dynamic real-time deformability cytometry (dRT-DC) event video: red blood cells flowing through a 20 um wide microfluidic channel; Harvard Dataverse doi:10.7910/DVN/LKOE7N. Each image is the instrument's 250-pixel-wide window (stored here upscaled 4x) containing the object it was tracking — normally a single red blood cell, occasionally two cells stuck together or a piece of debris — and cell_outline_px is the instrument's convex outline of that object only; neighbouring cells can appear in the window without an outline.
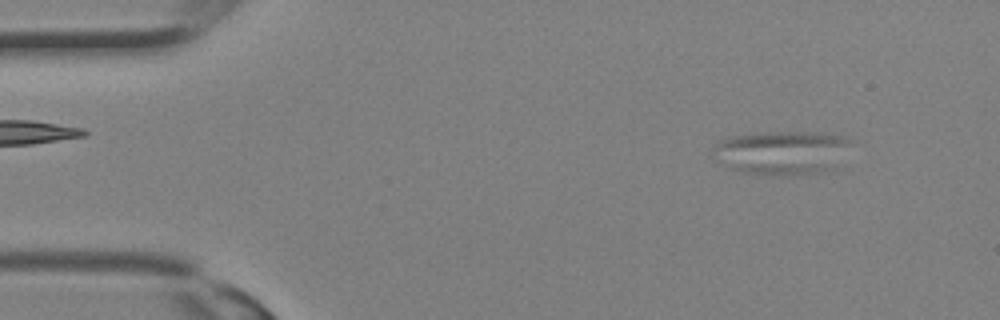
{"species": "Egyptian fruit bat (a non-hibernating species)", "species_latin": "Rousettus aegyptiacus", "temperature_condition": "room temperature", "stored_images_in_passage": 33, "camera_frame_rate_fps": 3000, "um_per_image_px": 0.085, "animal": {"sex": "female"}, "frame": {"image": 1, "passage_image": 4, "time_ms": 1.0, "image_size_px": [1000, 320], "cell_outline_px": [[856, 140], [836, 168], [832, 172], [744, 172], [728, 168], [712, 160], [712, 148], [720, 140], [732, 136], [768, 132], [816, 132], [848, 136]], "centroid_in_image_um": [66.52, 12.92], "position_along_channel_um": 18.5, "area_um2": 35.26}}
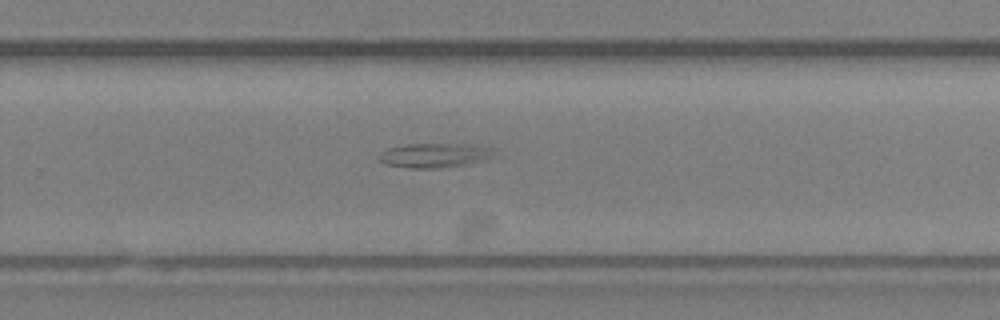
{"frame": {"image": 2, "passage_image": 22, "time_ms": 7.0, "image_size_px": [1000, 320], "cell_outline_px": [[496, 148], [488, 160], [440, 168], [408, 168], [384, 164], [376, 156], [380, 152], [388, 148], [404, 144], [468, 144]], "centroid_in_image_um": [36.91, 13.2], "position_along_channel_um": 292.9, "area_um2": 16.53}}
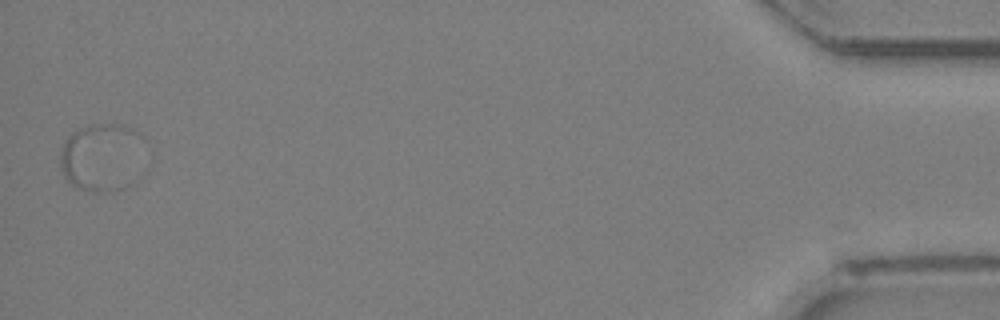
{"frame": {"image": 3, "passage_image": 33, "time_ms": 10.667, "image_size_px": [1000, 320], "cell_outline_px": [[144, 140], [132, 180], [128, 188], [112, 192], [92, 192], [80, 188], [72, 184], [64, 176], [60, 168], [60, 152], [68, 136], [76, 128], [92, 124], [120, 124], [132, 128], [140, 132], [144, 136]], "centroid_in_image_um": [8.62, 13.34], "position_along_channel_um": 426.6, "area_um2": 33.58}}